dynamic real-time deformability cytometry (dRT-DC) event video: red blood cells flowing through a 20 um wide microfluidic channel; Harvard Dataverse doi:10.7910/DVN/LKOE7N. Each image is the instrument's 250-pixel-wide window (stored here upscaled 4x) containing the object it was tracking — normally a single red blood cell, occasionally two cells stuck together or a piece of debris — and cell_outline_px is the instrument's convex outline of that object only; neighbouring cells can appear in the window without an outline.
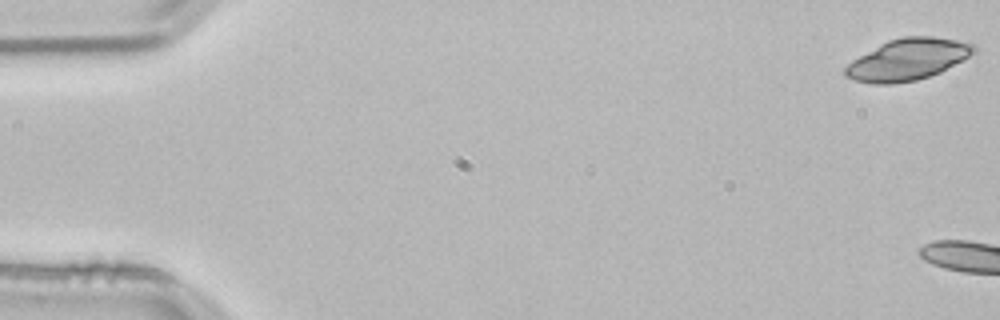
{"species": "common noctule bat (a hibernating species)", "species_latin": "Nyctalus noctula", "temperature_condition": "room temperature", "stored_images_in_passage": 11, "camera_frame_rate_fps": 3000, "um_per_image_px": 0.085, "animal": {"sex": "male", "body_mass_g": 21.5, "forearm_length_mm": 52.0}, "frame": {"image": 1, "passage_image": 1, "time_ms": 0.0, "image_size_px": [1000, 320], "cell_outline_px": [[976, 52], [964, 60], [940, 72], [916, 80], [892, 84], [872, 84], [856, 80], [844, 76], [844, 68], [852, 60], [880, 44], [888, 40], [904, 36], [932, 36], [968, 40], [976, 44]], "centroid_in_image_um": [77.22, 5.04], "position_along_channel_um": 7.8, "area_um2": 31.44}}